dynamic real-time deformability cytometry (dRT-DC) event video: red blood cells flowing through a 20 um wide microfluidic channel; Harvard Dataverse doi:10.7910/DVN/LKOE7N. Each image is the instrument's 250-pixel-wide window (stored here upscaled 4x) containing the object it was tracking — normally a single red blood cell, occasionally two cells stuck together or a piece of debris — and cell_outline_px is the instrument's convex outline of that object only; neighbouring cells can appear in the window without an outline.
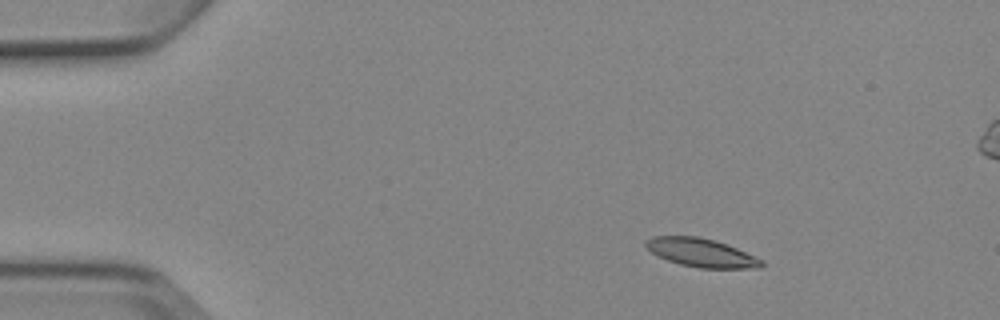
{"species": "Egyptian fruit bat (a non-hibernating species)", "species_latin": "Rousettus aegyptiacus", "temperature_condition": "cold", "stored_images_in_passage": 5, "camera_frame_rate_fps": 3000, "um_per_image_px": 0.085, "animal": {"sex": "female"}, "frame": {"image": 1, "passage_image": 2, "time_ms": 1.0, "image_size_px": [1000, 320], "cell_outline_px": [[764, 264], [760, 268], [700, 268], [680, 264], [656, 256], [644, 244], [644, 240], [652, 236], [696, 236], [712, 240], [736, 248], [764, 260]], "centroid_in_image_um": [59.58, 21.48], "position_along_channel_um": 25.4, "area_um2": 19.07}}